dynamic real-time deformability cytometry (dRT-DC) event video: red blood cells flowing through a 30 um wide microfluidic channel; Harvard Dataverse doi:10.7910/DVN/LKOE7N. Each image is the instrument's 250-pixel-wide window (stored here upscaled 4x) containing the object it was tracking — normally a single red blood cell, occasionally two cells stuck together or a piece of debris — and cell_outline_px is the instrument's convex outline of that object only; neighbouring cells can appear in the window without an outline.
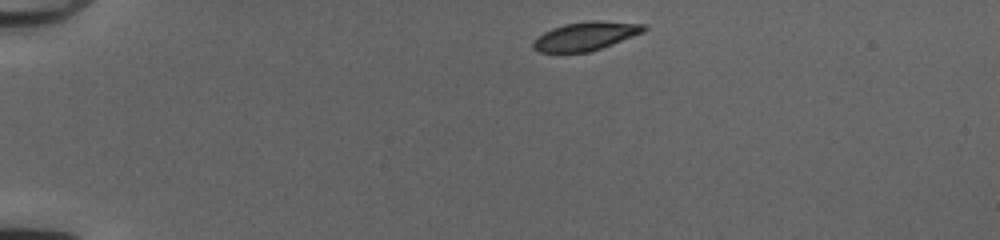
{"species": "common noctule bat (a hibernating species)", "species_latin": "Nyctalus noctula", "temperature_condition": "cold", "stored_images_in_passage": 41, "camera_frame_rate_fps": 3000, "um_per_image_px": 0.085, "animal": {"sex": "female", "body_mass_g": 20.0, "forearm_length_mm": 54.0}, "frame": {"image": 1, "passage_image": 1, "time_ms": 0.0, "image_size_px": [1000, 240], "cell_outline_px": [[648, 28], [644, 32], [612, 44], [588, 52], [540, 52], [532, 48], [532, 44], [536, 36], [552, 28], [564, 24], [592, 20], [596, 20], [644, 24]], "centroid_in_image_um": [49.76, 3.06], "position_along_channel_um": 35.2, "area_um2": 18.38}}
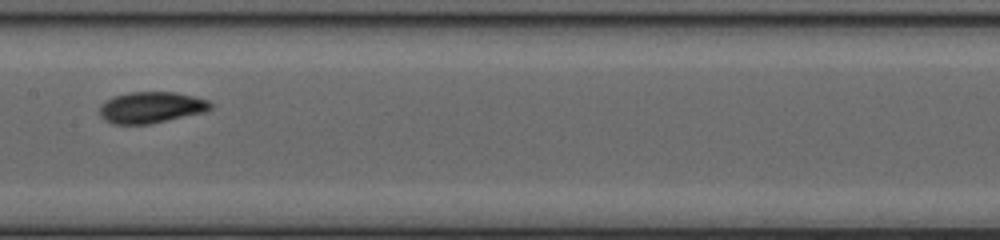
{"frame": {"image": 2, "passage_image": 18, "time_ms": 5.667, "image_size_px": [1000, 240], "cell_outline_px": [[212, 108], [204, 112], [148, 124], [112, 124], [104, 120], [100, 116], [100, 104], [112, 96], [128, 92], [176, 92], [196, 96], [208, 100], [212, 104]], "centroid_in_image_um": [12.83, 9.12], "position_along_channel_um": 194.6, "area_um2": 20.35}}
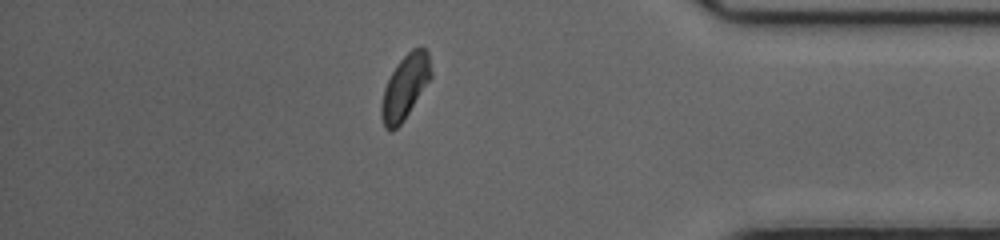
{"frame": {"image": 3, "passage_image": 35, "time_ms": 11.333, "image_size_px": [1000, 240], "cell_outline_px": [[432, 76], [404, 120], [392, 132], [388, 132], [384, 128], [380, 116], [380, 104], [384, 88], [392, 72], [400, 60], [412, 48], [424, 48], [428, 52], [432, 72]], "centroid_in_image_um": [34.4, 7.44], "position_along_channel_um": 400.8, "area_um2": 18.55}, "authors_computed_cell_mechanics": {"area_um2": 19.3052, "velocity_mm_per_s": 4.061, "shape_relaxation_time_tau1_ms": 2.4394, "shape_relaxation_time_tau2_ms": 2.4191, "deformation_change_tau1": 0.113, "deformation_change_tau2": 0.0549}}